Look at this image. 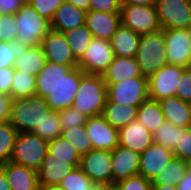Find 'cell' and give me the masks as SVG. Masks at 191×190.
I'll list each match as a JSON object with an SVG mask.
<instances>
[{
	"label": "cell",
	"instance_id": "6da1fadb",
	"mask_svg": "<svg viewBox=\"0 0 191 190\" xmlns=\"http://www.w3.org/2000/svg\"><path fill=\"white\" fill-rule=\"evenodd\" d=\"M107 99V84L103 75L84 74L72 107L87 118L102 115Z\"/></svg>",
	"mask_w": 191,
	"mask_h": 190
},
{
	"label": "cell",
	"instance_id": "7a4b0ae2",
	"mask_svg": "<svg viewBox=\"0 0 191 190\" xmlns=\"http://www.w3.org/2000/svg\"><path fill=\"white\" fill-rule=\"evenodd\" d=\"M51 111L45 99L37 95L14 99L9 122L18 132H33Z\"/></svg>",
	"mask_w": 191,
	"mask_h": 190
},
{
	"label": "cell",
	"instance_id": "3957f363",
	"mask_svg": "<svg viewBox=\"0 0 191 190\" xmlns=\"http://www.w3.org/2000/svg\"><path fill=\"white\" fill-rule=\"evenodd\" d=\"M136 59L141 73L147 78L167 64L163 29L141 35Z\"/></svg>",
	"mask_w": 191,
	"mask_h": 190
},
{
	"label": "cell",
	"instance_id": "277c9868",
	"mask_svg": "<svg viewBox=\"0 0 191 190\" xmlns=\"http://www.w3.org/2000/svg\"><path fill=\"white\" fill-rule=\"evenodd\" d=\"M17 35L16 40L25 45H41L43 38L51 30V22L38 14L26 2L15 14Z\"/></svg>",
	"mask_w": 191,
	"mask_h": 190
},
{
	"label": "cell",
	"instance_id": "5b68a950",
	"mask_svg": "<svg viewBox=\"0 0 191 190\" xmlns=\"http://www.w3.org/2000/svg\"><path fill=\"white\" fill-rule=\"evenodd\" d=\"M47 153V141L33 132H19L10 161L37 171Z\"/></svg>",
	"mask_w": 191,
	"mask_h": 190
},
{
	"label": "cell",
	"instance_id": "8992f818",
	"mask_svg": "<svg viewBox=\"0 0 191 190\" xmlns=\"http://www.w3.org/2000/svg\"><path fill=\"white\" fill-rule=\"evenodd\" d=\"M107 84V99L123 105L139 107L148 94V78L134 77L116 83Z\"/></svg>",
	"mask_w": 191,
	"mask_h": 190
},
{
	"label": "cell",
	"instance_id": "52a82bcc",
	"mask_svg": "<svg viewBox=\"0 0 191 190\" xmlns=\"http://www.w3.org/2000/svg\"><path fill=\"white\" fill-rule=\"evenodd\" d=\"M121 24L143 35L162 29L155 6H121Z\"/></svg>",
	"mask_w": 191,
	"mask_h": 190
},
{
	"label": "cell",
	"instance_id": "ba28073f",
	"mask_svg": "<svg viewBox=\"0 0 191 190\" xmlns=\"http://www.w3.org/2000/svg\"><path fill=\"white\" fill-rule=\"evenodd\" d=\"M114 59V53L110 41L93 38L82 57L77 62L86 74L103 75Z\"/></svg>",
	"mask_w": 191,
	"mask_h": 190
},
{
	"label": "cell",
	"instance_id": "9c48e42d",
	"mask_svg": "<svg viewBox=\"0 0 191 190\" xmlns=\"http://www.w3.org/2000/svg\"><path fill=\"white\" fill-rule=\"evenodd\" d=\"M162 29H187L191 24V0H157Z\"/></svg>",
	"mask_w": 191,
	"mask_h": 190
},
{
	"label": "cell",
	"instance_id": "30bf717a",
	"mask_svg": "<svg viewBox=\"0 0 191 190\" xmlns=\"http://www.w3.org/2000/svg\"><path fill=\"white\" fill-rule=\"evenodd\" d=\"M79 168L93 183H113L111 151L92 149L82 155Z\"/></svg>",
	"mask_w": 191,
	"mask_h": 190
},
{
	"label": "cell",
	"instance_id": "8fae6325",
	"mask_svg": "<svg viewBox=\"0 0 191 190\" xmlns=\"http://www.w3.org/2000/svg\"><path fill=\"white\" fill-rule=\"evenodd\" d=\"M185 67L165 64L160 70L148 77L150 99L161 100L175 96V91Z\"/></svg>",
	"mask_w": 191,
	"mask_h": 190
},
{
	"label": "cell",
	"instance_id": "7c38bea8",
	"mask_svg": "<svg viewBox=\"0 0 191 190\" xmlns=\"http://www.w3.org/2000/svg\"><path fill=\"white\" fill-rule=\"evenodd\" d=\"M167 64L191 67V40L187 29L163 30Z\"/></svg>",
	"mask_w": 191,
	"mask_h": 190
},
{
	"label": "cell",
	"instance_id": "4fadbf2b",
	"mask_svg": "<svg viewBox=\"0 0 191 190\" xmlns=\"http://www.w3.org/2000/svg\"><path fill=\"white\" fill-rule=\"evenodd\" d=\"M85 73L75 67L67 77L63 78L50 94L44 99L53 111H60L72 107L73 101L79 89L82 76Z\"/></svg>",
	"mask_w": 191,
	"mask_h": 190
},
{
	"label": "cell",
	"instance_id": "5bb4252c",
	"mask_svg": "<svg viewBox=\"0 0 191 190\" xmlns=\"http://www.w3.org/2000/svg\"><path fill=\"white\" fill-rule=\"evenodd\" d=\"M85 128L93 149L113 151L119 145V131L102 115L88 118Z\"/></svg>",
	"mask_w": 191,
	"mask_h": 190
},
{
	"label": "cell",
	"instance_id": "9a60e30c",
	"mask_svg": "<svg viewBox=\"0 0 191 190\" xmlns=\"http://www.w3.org/2000/svg\"><path fill=\"white\" fill-rule=\"evenodd\" d=\"M41 46L48 62L77 66L78 60L75 58L63 32L51 29L43 38Z\"/></svg>",
	"mask_w": 191,
	"mask_h": 190
},
{
	"label": "cell",
	"instance_id": "2e32d148",
	"mask_svg": "<svg viewBox=\"0 0 191 190\" xmlns=\"http://www.w3.org/2000/svg\"><path fill=\"white\" fill-rule=\"evenodd\" d=\"M174 158L175 154L173 151L152 143L140 154L139 175L153 181Z\"/></svg>",
	"mask_w": 191,
	"mask_h": 190
},
{
	"label": "cell",
	"instance_id": "e0dca14e",
	"mask_svg": "<svg viewBox=\"0 0 191 190\" xmlns=\"http://www.w3.org/2000/svg\"><path fill=\"white\" fill-rule=\"evenodd\" d=\"M113 183L139 175L140 153L118 145L111 151Z\"/></svg>",
	"mask_w": 191,
	"mask_h": 190
},
{
	"label": "cell",
	"instance_id": "ac0fdd59",
	"mask_svg": "<svg viewBox=\"0 0 191 190\" xmlns=\"http://www.w3.org/2000/svg\"><path fill=\"white\" fill-rule=\"evenodd\" d=\"M85 25L93 37L109 41L121 25L120 13L88 11Z\"/></svg>",
	"mask_w": 191,
	"mask_h": 190
},
{
	"label": "cell",
	"instance_id": "d6986e66",
	"mask_svg": "<svg viewBox=\"0 0 191 190\" xmlns=\"http://www.w3.org/2000/svg\"><path fill=\"white\" fill-rule=\"evenodd\" d=\"M118 131L119 145L140 154L153 143L152 133L138 119Z\"/></svg>",
	"mask_w": 191,
	"mask_h": 190
},
{
	"label": "cell",
	"instance_id": "ffe728a7",
	"mask_svg": "<svg viewBox=\"0 0 191 190\" xmlns=\"http://www.w3.org/2000/svg\"><path fill=\"white\" fill-rule=\"evenodd\" d=\"M11 190H39L37 171L11 161L1 164Z\"/></svg>",
	"mask_w": 191,
	"mask_h": 190
},
{
	"label": "cell",
	"instance_id": "44dd1931",
	"mask_svg": "<svg viewBox=\"0 0 191 190\" xmlns=\"http://www.w3.org/2000/svg\"><path fill=\"white\" fill-rule=\"evenodd\" d=\"M77 66L60 65L46 62L36 75V95L45 98L55 86Z\"/></svg>",
	"mask_w": 191,
	"mask_h": 190
},
{
	"label": "cell",
	"instance_id": "7402d4cb",
	"mask_svg": "<svg viewBox=\"0 0 191 190\" xmlns=\"http://www.w3.org/2000/svg\"><path fill=\"white\" fill-rule=\"evenodd\" d=\"M74 169L69 160L55 159L47 153L37 170L39 185H60L61 181Z\"/></svg>",
	"mask_w": 191,
	"mask_h": 190
},
{
	"label": "cell",
	"instance_id": "603a6c76",
	"mask_svg": "<svg viewBox=\"0 0 191 190\" xmlns=\"http://www.w3.org/2000/svg\"><path fill=\"white\" fill-rule=\"evenodd\" d=\"M86 13L75 7L72 3L65 1L56 10L51 21V29L65 32L85 24Z\"/></svg>",
	"mask_w": 191,
	"mask_h": 190
},
{
	"label": "cell",
	"instance_id": "cb8c5ba5",
	"mask_svg": "<svg viewBox=\"0 0 191 190\" xmlns=\"http://www.w3.org/2000/svg\"><path fill=\"white\" fill-rule=\"evenodd\" d=\"M134 77H145L140 71L136 57L114 56L112 63L103 74L106 83H116Z\"/></svg>",
	"mask_w": 191,
	"mask_h": 190
},
{
	"label": "cell",
	"instance_id": "d4e9b609",
	"mask_svg": "<svg viewBox=\"0 0 191 190\" xmlns=\"http://www.w3.org/2000/svg\"><path fill=\"white\" fill-rule=\"evenodd\" d=\"M141 35L120 25L109 40L114 56L136 57Z\"/></svg>",
	"mask_w": 191,
	"mask_h": 190
},
{
	"label": "cell",
	"instance_id": "484cf974",
	"mask_svg": "<svg viewBox=\"0 0 191 190\" xmlns=\"http://www.w3.org/2000/svg\"><path fill=\"white\" fill-rule=\"evenodd\" d=\"M159 103L165 121L182 128H191V116L186 101L172 96L159 100Z\"/></svg>",
	"mask_w": 191,
	"mask_h": 190
},
{
	"label": "cell",
	"instance_id": "4316f807",
	"mask_svg": "<svg viewBox=\"0 0 191 190\" xmlns=\"http://www.w3.org/2000/svg\"><path fill=\"white\" fill-rule=\"evenodd\" d=\"M137 111L138 107L120 105L106 99L102 116L112 127L120 130L137 119Z\"/></svg>",
	"mask_w": 191,
	"mask_h": 190
},
{
	"label": "cell",
	"instance_id": "83f0119b",
	"mask_svg": "<svg viewBox=\"0 0 191 190\" xmlns=\"http://www.w3.org/2000/svg\"><path fill=\"white\" fill-rule=\"evenodd\" d=\"M46 62L47 59L41 45L28 46L24 53L15 59L13 69L36 76Z\"/></svg>",
	"mask_w": 191,
	"mask_h": 190
},
{
	"label": "cell",
	"instance_id": "f1b7e54d",
	"mask_svg": "<svg viewBox=\"0 0 191 190\" xmlns=\"http://www.w3.org/2000/svg\"><path fill=\"white\" fill-rule=\"evenodd\" d=\"M137 119L153 134L165 122L159 101L150 98L146 99L138 107Z\"/></svg>",
	"mask_w": 191,
	"mask_h": 190
},
{
	"label": "cell",
	"instance_id": "f546056e",
	"mask_svg": "<svg viewBox=\"0 0 191 190\" xmlns=\"http://www.w3.org/2000/svg\"><path fill=\"white\" fill-rule=\"evenodd\" d=\"M188 170L187 161L175 157L152 181V185L176 186Z\"/></svg>",
	"mask_w": 191,
	"mask_h": 190
},
{
	"label": "cell",
	"instance_id": "4dcf8cb0",
	"mask_svg": "<svg viewBox=\"0 0 191 190\" xmlns=\"http://www.w3.org/2000/svg\"><path fill=\"white\" fill-rule=\"evenodd\" d=\"M188 128L175 126L168 121L157 129L153 134V143L164 146L165 148L175 151L178 143H180L181 136H183Z\"/></svg>",
	"mask_w": 191,
	"mask_h": 190
},
{
	"label": "cell",
	"instance_id": "1f68e13d",
	"mask_svg": "<svg viewBox=\"0 0 191 190\" xmlns=\"http://www.w3.org/2000/svg\"><path fill=\"white\" fill-rule=\"evenodd\" d=\"M63 34L77 60L82 57L94 38L85 24L72 30L65 31Z\"/></svg>",
	"mask_w": 191,
	"mask_h": 190
},
{
	"label": "cell",
	"instance_id": "d6a6232c",
	"mask_svg": "<svg viewBox=\"0 0 191 190\" xmlns=\"http://www.w3.org/2000/svg\"><path fill=\"white\" fill-rule=\"evenodd\" d=\"M48 153L55 157V159L69 160V164L74 168L79 167L82 157L77 149L61 136L48 141Z\"/></svg>",
	"mask_w": 191,
	"mask_h": 190
},
{
	"label": "cell",
	"instance_id": "836d02e7",
	"mask_svg": "<svg viewBox=\"0 0 191 190\" xmlns=\"http://www.w3.org/2000/svg\"><path fill=\"white\" fill-rule=\"evenodd\" d=\"M36 95V76L14 70L11 96L14 99Z\"/></svg>",
	"mask_w": 191,
	"mask_h": 190
},
{
	"label": "cell",
	"instance_id": "e575fe53",
	"mask_svg": "<svg viewBox=\"0 0 191 190\" xmlns=\"http://www.w3.org/2000/svg\"><path fill=\"white\" fill-rule=\"evenodd\" d=\"M61 137L73 145L81 156L93 149L85 125L64 129Z\"/></svg>",
	"mask_w": 191,
	"mask_h": 190
},
{
	"label": "cell",
	"instance_id": "d590c367",
	"mask_svg": "<svg viewBox=\"0 0 191 190\" xmlns=\"http://www.w3.org/2000/svg\"><path fill=\"white\" fill-rule=\"evenodd\" d=\"M18 133L10 122L0 123V163L10 161Z\"/></svg>",
	"mask_w": 191,
	"mask_h": 190
},
{
	"label": "cell",
	"instance_id": "8d00e7d4",
	"mask_svg": "<svg viewBox=\"0 0 191 190\" xmlns=\"http://www.w3.org/2000/svg\"><path fill=\"white\" fill-rule=\"evenodd\" d=\"M62 124L59 118L58 111H51L47 117L42 121L41 125L33 130L35 135L45 141H51L61 136Z\"/></svg>",
	"mask_w": 191,
	"mask_h": 190
},
{
	"label": "cell",
	"instance_id": "74e56055",
	"mask_svg": "<svg viewBox=\"0 0 191 190\" xmlns=\"http://www.w3.org/2000/svg\"><path fill=\"white\" fill-rule=\"evenodd\" d=\"M21 41L13 40L9 43L0 41V69L14 66L15 59L21 56L27 49Z\"/></svg>",
	"mask_w": 191,
	"mask_h": 190
},
{
	"label": "cell",
	"instance_id": "f35d334b",
	"mask_svg": "<svg viewBox=\"0 0 191 190\" xmlns=\"http://www.w3.org/2000/svg\"><path fill=\"white\" fill-rule=\"evenodd\" d=\"M94 183L79 168H74L60 183L64 190H91Z\"/></svg>",
	"mask_w": 191,
	"mask_h": 190
},
{
	"label": "cell",
	"instance_id": "ab89813d",
	"mask_svg": "<svg viewBox=\"0 0 191 190\" xmlns=\"http://www.w3.org/2000/svg\"><path fill=\"white\" fill-rule=\"evenodd\" d=\"M58 112L60 122L62 124V130L72 127L84 126L88 120L84 114L73 107H68L67 109H63Z\"/></svg>",
	"mask_w": 191,
	"mask_h": 190
},
{
	"label": "cell",
	"instance_id": "60d3db41",
	"mask_svg": "<svg viewBox=\"0 0 191 190\" xmlns=\"http://www.w3.org/2000/svg\"><path fill=\"white\" fill-rule=\"evenodd\" d=\"M66 0H28L27 2L38 12L39 15L52 21L56 10Z\"/></svg>",
	"mask_w": 191,
	"mask_h": 190
},
{
	"label": "cell",
	"instance_id": "b9f144b4",
	"mask_svg": "<svg viewBox=\"0 0 191 190\" xmlns=\"http://www.w3.org/2000/svg\"><path fill=\"white\" fill-rule=\"evenodd\" d=\"M17 25L15 15H0V41L16 40Z\"/></svg>",
	"mask_w": 191,
	"mask_h": 190
},
{
	"label": "cell",
	"instance_id": "7bdbcfd3",
	"mask_svg": "<svg viewBox=\"0 0 191 190\" xmlns=\"http://www.w3.org/2000/svg\"><path fill=\"white\" fill-rule=\"evenodd\" d=\"M116 184L117 190H151L152 181L144 178L141 175L128 177L118 181Z\"/></svg>",
	"mask_w": 191,
	"mask_h": 190
},
{
	"label": "cell",
	"instance_id": "ee69618b",
	"mask_svg": "<svg viewBox=\"0 0 191 190\" xmlns=\"http://www.w3.org/2000/svg\"><path fill=\"white\" fill-rule=\"evenodd\" d=\"M175 96L186 102L191 100V67L184 68Z\"/></svg>",
	"mask_w": 191,
	"mask_h": 190
},
{
	"label": "cell",
	"instance_id": "f6af8a7d",
	"mask_svg": "<svg viewBox=\"0 0 191 190\" xmlns=\"http://www.w3.org/2000/svg\"><path fill=\"white\" fill-rule=\"evenodd\" d=\"M119 0H90L89 11L120 13Z\"/></svg>",
	"mask_w": 191,
	"mask_h": 190
},
{
	"label": "cell",
	"instance_id": "bcb514c9",
	"mask_svg": "<svg viewBox=\"0 0 191 190\" xmlns=\"http://www.w3.org/2000/svg\"><path fill=\"white\" fill-rule=\"evenodd\" d=\"M174 154L175 157L187 162L191 160V128H188L185 134L181 136L180 143H178Z\"/></svg>",
	"mask_w": 191,
	"mask_h": 190
},
{
	"label": "cell",
	"instance_id": "7dc6e473",
	"mask_svg": "<svg viewBox=\"0 0 191 190\" xmlns=\"http://www.w3.org/2000/svg\"><path fill=\"white\" fill-rule=\"evenodd\" d=\"M14 69L6 67L0 69V93L11 95Z\"/></svg>",
	"mask_w": 191,
	"mask_h": 190
},
{
	"label": "cell",
	"instance_id": "c3c4849f",
	"mask_svg": "<svg viewBox=\"0 0 191 190\" xmlns=\"http://www.w3.org/2000/svg\"><path fill=\"white\" fill-rule=\"evenodd\" d=\"M12 101L11 95L0 93V123L10 121Z\"/></svg>",
	"mask_w": 191,
	"mask_h": 190
},
{
	"label": "cell",
	"instance_id": "681fc988",
	"mask_svg": "<svg viewBox=\"0 0 191 190\" xmlns=\"http://www.w3.org/2000/svg\"><path fill=\"white\" fill-rule=\"evenodd\" d=\"M26 2V0H0V15H14Z\"/></svg>",
	"mask_w": 191,
	"mask_h": 190
},
{
	"label": "cell",
	"instance_id": "f907efd6",
	"mask_svg": "<svg viewBox=\"0 0 191 190\" xmlns=\"http://www.w3.org/2000/svg\"><path fill=\"white\" fill-rule=\"evenodd\" d=\"M121 6L127 5H143V6H156L157 0H119Z\"/></svg>",
	"mask_w": 191,
	"mask_h": 190
},
{
	"label": "cell",
	"instance_id": "816d5d0a",
	"mask_svg": "<svg viewBox=\"0 0 191 190\" xmlns=\"http://www.w3.org/2000/svg\"><path fill=\"white\" fill-rule=\"evenodd\" d=\"M176 190H191V172L187 170L185 176L176 185Z\"/></svg>",
	"mask_w": 191,
	"mask_h": 190
},
{
	"label": "cell",
	"instance_id": "f5cc1de1",
	"mask_svg": "<svg viewBox=\"0 0 191 190\" xmlns=\"http://www.w3.org/2000/svg\"><path fill=\"white\" fill-rule=\"evenodd\" d=\"M72 3L75 7L84 10L85 12L89 11L90 0H66Z\"/></svg>",
	"mask_w": 191,
	"mask_h": 190
},
{
	"label": "cell",
	"instance_id": "db71d44e",
	"mask_svg": "<svg viewBox=\"0 0 191 190\" xmlns=\"http://www.w3.org/2000/svg\"><path fill=\"white\" fill-rule=\"evenodd\" d=\"M91 190H117V187L115 183H94V185L91 187Z\"/></svg>",
	"mask_w": 191,
	"mask_h": 190
},
{
	"label": "cell",
	"instance_id": "11a10c76",
	"mask_svg": "<svg viewBox=\"0 0 191 190\" xmlns=\"http://www.w3.org/2000/svg\"><path fill=\"white\" fill-rule=\"evenodd\" d=\"M0 190H11L10 184L7 181L5 172L2 168H0Z\"/></svg>",
	"mask_w": 191,
	"mask_h": 190
},
{
	"label": "cell",
	"instance_id": "9f6ffc18",
	"mask_svg": "<svg viewBox=\"0 0 191 190\" xmlns=\"http://www.w3.org/2000/svg\"><path fill=\"white\" fill-rule=\"evenodd\" d=\"M151 190H176V186L171 185H152Z\"/></svg>",
	"mask_w": 191,
	"mask_h": 190
},
{
	"label": "cell",
	"instance_id": "6f0895ef",
	"mask_svg": "<svg viewBox=\"0 0 191 190\" xmlns=\"http://www.w3.org/2000/svg\"><path fill=\"white\" fill-rule=\"evenodd\" d=\"M39 190H64L60 185H40Z\"/></svg>",
	"mask_w": 191,
	"mask_h": 190
},
{
	"label": "cell",
	"instance_id": "680465c9",
	"mask_svg": "<svg viewBox=\"0 0 191 190\" xmlns=\"http://www.w3.org/2000/svg\"><path fill=\"white\" fill-rule=\"evenodd\" d=\"M187 107H188V110H189L190 116H191V100L187 101Z\"/></svg>",
	"mask_w": 191,
	"mask_h": 190
},
{
	"label": "cell",
	"instance_id": "91938a15",
	"mask_svg": "<svg viewBox=\"0 0 191 190\" xmlns=\"http://www.w3.org/2000/svg\"><path fill=\"white\" fill-rule=\"evenodd\" d=\"M187 31L189 33V37H190V40H191V24L188 26Z\"/></svg>",
	"mask_w": 191,
	"mask_h": 190
},
{
	"label": "cell",
	"instance_id": "94428289",
	"mask_svg": "<svg viewBox=\"0 0 191 190\" xmlns=\"http://www.w3.org/2000/svg\"><path fill=\"white\" fill-rule=\"evenodd\" d=\"M188 163V170L191 172V160L187 162Z\"/></svg>",
	"mask_w": 191,
	"mask_h": 190
}]
</instances>
